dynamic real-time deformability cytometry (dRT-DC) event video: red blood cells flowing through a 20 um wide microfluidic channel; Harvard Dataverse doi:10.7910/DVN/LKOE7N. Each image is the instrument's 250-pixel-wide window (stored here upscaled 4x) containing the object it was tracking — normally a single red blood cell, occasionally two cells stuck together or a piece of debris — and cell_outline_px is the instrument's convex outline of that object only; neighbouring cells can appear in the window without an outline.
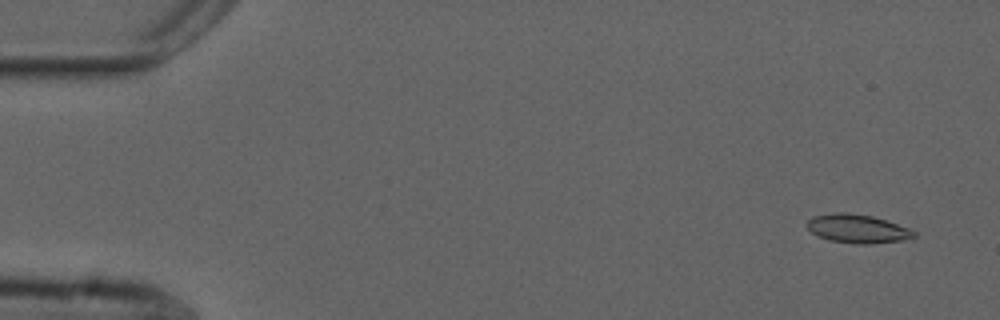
{"species": "common noctule bat (a hibernating species)", "species_latin": "Nyctalus noctula", "temperature_condition": "cold", "stored_images_in_passage": 54, "camera_frame_rate_fps": 3000, "um_per_image_px": 0.085, "animal": {"sex": "male", "forearm_length_mm": 52.5}, "frame": {"image": 1, "passage_image": 3, "time_ms": 0.667, "image_size_px": [1000, 320], "cell_outline_px": [[916, 236], [912, 240], [868, 244], [856, 244], [828, 240], [812, 232], [804, 224], [812, 216], [836, 212], [848, 212], [872, 216], [908, 228], [916, 232]], "centroid_in_image_um": [72.9, 19.45], "position_along_channel_um": 12.1, "area_um2": 18.03}}
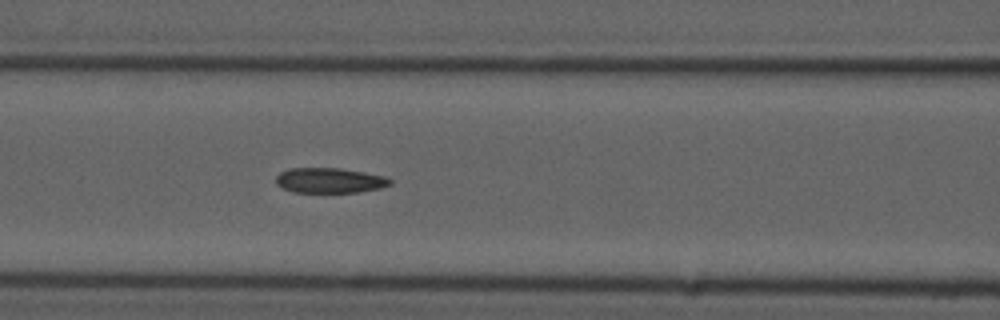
{"frame": {"image": 2, "passage_image": 23, "time_ms": 7.333, "image_size_px": [1000, 320], "cell_outline_px": [[392, 184], [380, 188], [360, 192], [292, 192], [280, 188], [276, 184], [276, 176], [280, 172], [288, 168], [340, 168], [364, 172], [384, 176], [392, 180]], "centroid_in_image_um": [27.99, 15.34], "position_along_channel_um": 138.6, "area_um2": 16.88}}
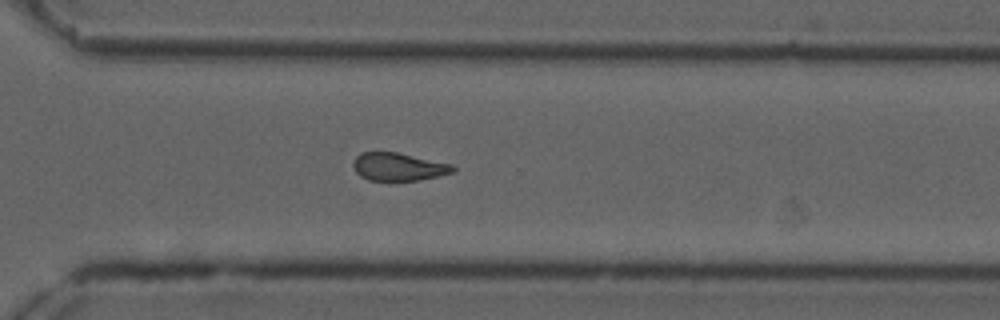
{"frame": {"image": 3, "passage_image": 39, "time_ms": 12.667, "image_size_px": [1000, 320], "cell_outline_px": [[456, 172], [440, 176], [420, 180], [368, 180], [360, 176], [356, 172], [352, 164], [356, 156], [360, 152], [396, 152], [452, 164], [456, 168]], "centroid_in_image_um": [33.89, 14.18], "position_along_channel_um": 336.7, "area_um2": 16.3}, "authors_computed_cell_mechanics": {"area_um2": 17.3111, "velocity_mm_per_s": 3.7324, "shape_relaxation_time_tau1_ms": null, "shape_relaxation_time_tau2_ms": 4.7637, "deformation_change_tau1": null, "deformation_change_tau2": 0.1208}}